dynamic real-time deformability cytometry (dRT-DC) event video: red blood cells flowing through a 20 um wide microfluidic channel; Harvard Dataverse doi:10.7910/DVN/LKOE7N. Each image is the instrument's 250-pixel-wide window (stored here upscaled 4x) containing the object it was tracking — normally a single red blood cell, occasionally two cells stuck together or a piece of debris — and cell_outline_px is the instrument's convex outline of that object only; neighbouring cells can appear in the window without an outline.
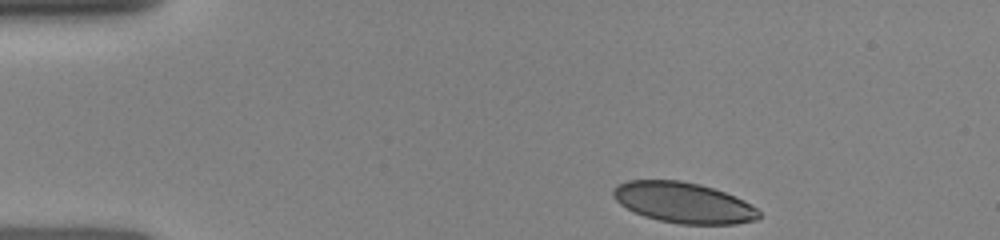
{"species": "human", "species_latin": "Homo sapiens", "temperature_condition": "room temperature", "stored_images_in_passage": 40, "camera_frame_rate_fps": 3000, "um_per_image_px": 0.085, "donor": {"sex": "female"}, "frame": {"image": 1, "passage_image": 1, "time_ms": 0.0, "image_size_px": [1000, 240], "cell_outline_px": [[760, 216], [756, 220], [736, 224], [680, 224], [660, 220], [644, 216], [620, 204], [612, 196], [612, 192], [620, 184], [628, 180], [680, 180], [700, 184], [724, 192], [744, 200], [756, 208], [760, 212]], "centroid_in_image_um": [58.12, 17.23], "position_along_channel_um": 26.9, "area_um2": 34.28}}
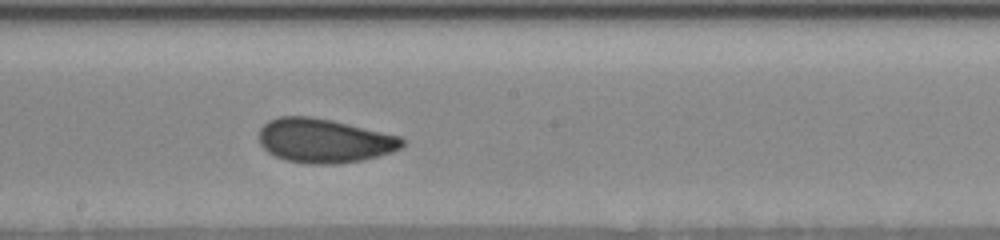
{"frame": {"image": 2, "passage_image": 23, "time_ms": 6.333, "image_size_px": [1000, 240], "cell_outline_px": [[404, 144], [400, 148], [392, 152], [364, 160], [332, 164], [308, 164], [284, 160], [268, 152], [260, 144], [260, 128], [268, 120], [280, 116], [312, 116], [332, 120], [400, 136], [404, 140]], "centroid_in_image_um": [27.55, 11.96], "position_along_channel_um": 220.7, "area_um2": 36.88}}
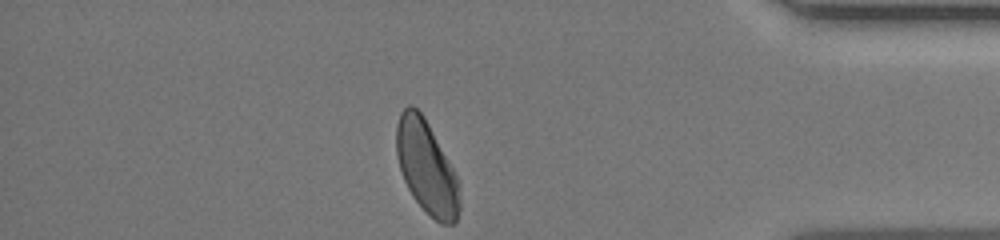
{"frame": {"image": 3, "passage_image": 40, "time_ms": 11.333, "image_size_px": [1000, 240], "cell_outline_px": [[460, 208], [456, 220], [452, 224], [440, 224], [412, 196], [404, 180], [396, 156], [396, 124], [400, 112], [408, 104], [412, 104], [424, 116], [452, 168], [460, 184]], "centroid_in_image_um": [36.25, 14.2], "position_along_channel_um": 399.0, "area_um2": 33.99}}